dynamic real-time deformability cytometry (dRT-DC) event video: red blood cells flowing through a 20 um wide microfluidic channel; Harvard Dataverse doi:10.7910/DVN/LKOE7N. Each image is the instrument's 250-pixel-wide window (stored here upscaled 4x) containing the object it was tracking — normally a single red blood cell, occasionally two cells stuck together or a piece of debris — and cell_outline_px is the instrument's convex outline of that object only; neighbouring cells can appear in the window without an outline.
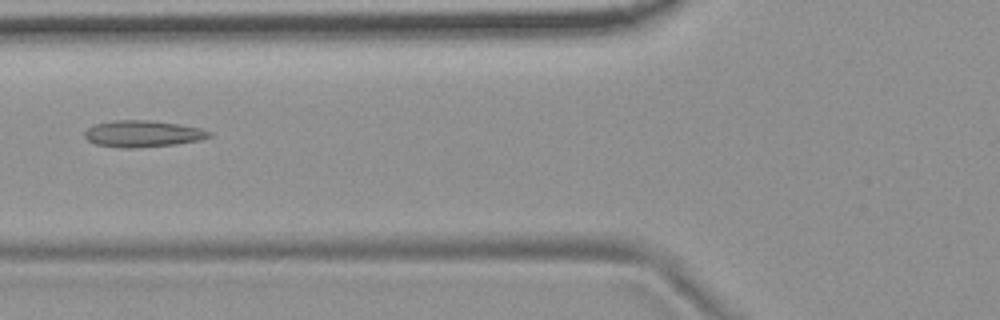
{"species": "common noctule bat (a hibernating species)", "species_latin": "Nyctalus noctula", "temperature_condition": "room temperature", "stored_images_in_passage": 6, "camera_frame_rate_fps": 3000, "um_per_image_px": 0.085, "animal": {"sex": "female", "body_mass_g": 19.9}, "frame": {"image": 1, "passage_image": 6, "time_ms": 5.667, "image_size_px": [1000, 320], "cell_outline_px": [[212, 136], [200, 140], [176, 144], [136, 148], [120, 148], [96, 144], [88, 140], [84, 136], [84, 132], [88, 128], [96, 124], [116, 120], [152, 120], [180, 124], [200, 128], [212, 132]], "centroid_in_image_um": [12.16, 11.37], "position_along_channel_um": 113.6, "area_um2": 19.36}}